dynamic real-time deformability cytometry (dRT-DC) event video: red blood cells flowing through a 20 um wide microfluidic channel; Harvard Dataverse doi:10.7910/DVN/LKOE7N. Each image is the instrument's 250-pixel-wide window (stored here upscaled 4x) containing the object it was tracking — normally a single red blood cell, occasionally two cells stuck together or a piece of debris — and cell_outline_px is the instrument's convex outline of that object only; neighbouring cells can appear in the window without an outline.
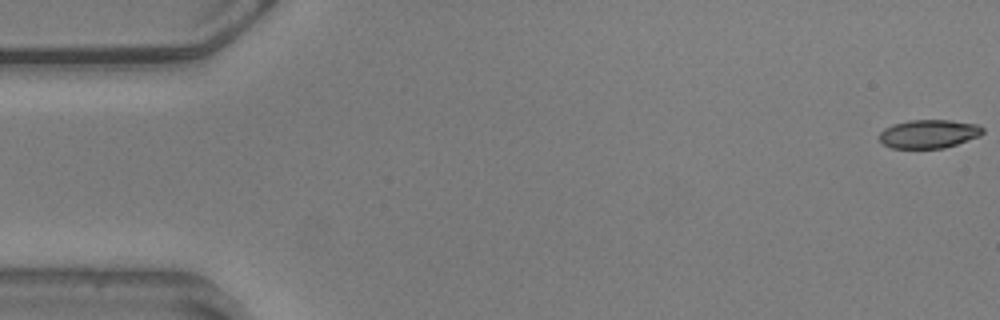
{"species": "common noctule bat (a hibernating species)", "species_latin": "Nyctalus noctula", "temperature_condition": "warm", "stored_images_in_passage": 50, "camera_frame_rate_fps": 3000, "um_per_image_px": 0.085, "animal": {"sex": "male", "body_mass_g": 20.5, "forearm_length_mm": 52.5}, "frame": {"image": 1, "passage_image": 1, "time_ms": 0.0, "image_size_px": [1000, 320], "cell_outline_px": [[984, 132], [980, 136], [944, 148], [892, 148], [884, 144], [876, 136], [884, 128], [892, 124], [908, 120], [952, 120], [980, 124], [984, 128]], "centroid_in_image_um": [78.95, 11.36], "position_along_channel_um": 6.0, "area_um2": 17.46}}
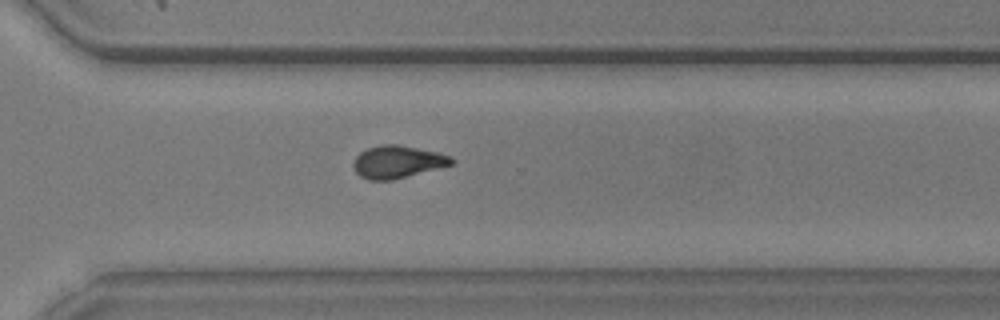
{"frame": {"image": 2, "passage_image": 40, "time_ms": 13.0, "image_size_px": [1000, 320], "cell_outline_px": [[456, 160], [452, 164], [392, 180], [368, 180], [360, 176], [356, 172], [352, 164], [356, 156], [360, 152], [368, 148], [380, 144], [396, 144], [436, 152], [452, 156]], "centroid_in_image_um": [33.76, 13.75], "position_along_channel_um": 336.8, "area_um2": 18.44}}
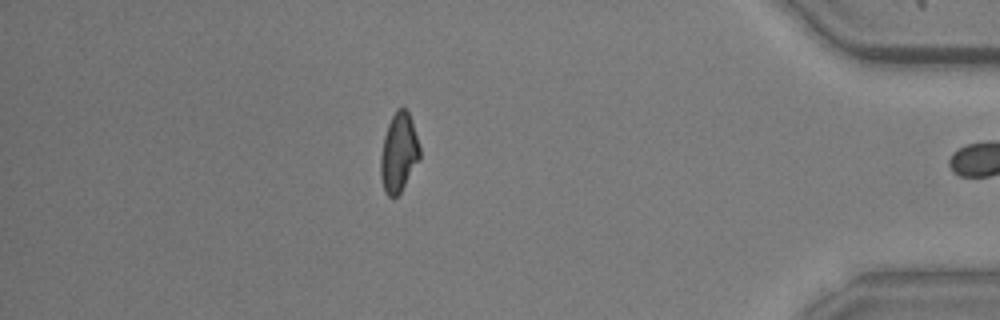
{"frame": {"image": 3, "passage_image": 49, "time_ms": 16.0, "image_size_px": [1000, 320], "cell_outline_px": [[420, 160], [400, 192], [396, 196], [388, 196], [384, 192], [380, 176], [380, 156], [384, 136], [388, 124], [396, 108], [404, 108], [408, 112], [420, 148]], "centroid_in_image_um": [33.88, 13.0], "position_along_channel_um": 401.3, "area_um2": 17.92}, "authors_computed_cell_mechanics": {"area_um2": 18.4382, "velocity_mm_per_s": 3.6042, "shape_relaxation_time_tau1_ms": null, "shape_relaxation_time_tau2_ms": 2.9348, "deformation_change_tau1": null, "deformation_change_tau2": 0.0995}}